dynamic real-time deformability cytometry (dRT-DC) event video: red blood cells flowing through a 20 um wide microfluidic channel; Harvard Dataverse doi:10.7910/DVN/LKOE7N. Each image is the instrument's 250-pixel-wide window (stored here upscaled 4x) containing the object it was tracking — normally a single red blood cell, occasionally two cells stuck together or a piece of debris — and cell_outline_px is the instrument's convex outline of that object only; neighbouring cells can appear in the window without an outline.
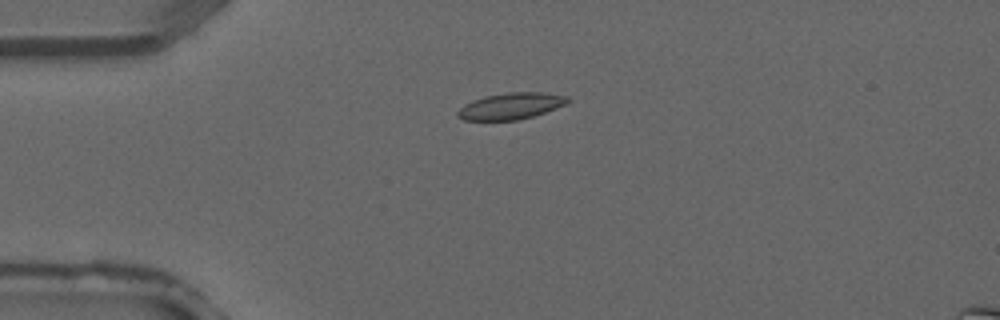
{"species": "common noctule bat (a hibernating species)", "species_latin": "Nyctalus noctula", "temperature_condition": "warm", "stored_images_in_passage": 3, "camera_frame_rate_fps": 3000, "um_per_image_px": 0.085, "animal": {"sex": "male", "forearm_length_mm": 52.5}, "frame": {"image": 1, "passage_image": 2, "time_ms": 0.333, "image_size_px": [1000, 320], "cell_outline_px": [[572, 100], [556, 108], [532, 116], [516, 120], [464, 120], [456, 116], [456, 112], [464, 104], [472, 100], [484, 96], [508, 92], [544, 92], [568, 96]], "centroid_in_image_um": [43.41, 9.0], "position_along_channel_um": 41.6, "area_um2": 16.99}}